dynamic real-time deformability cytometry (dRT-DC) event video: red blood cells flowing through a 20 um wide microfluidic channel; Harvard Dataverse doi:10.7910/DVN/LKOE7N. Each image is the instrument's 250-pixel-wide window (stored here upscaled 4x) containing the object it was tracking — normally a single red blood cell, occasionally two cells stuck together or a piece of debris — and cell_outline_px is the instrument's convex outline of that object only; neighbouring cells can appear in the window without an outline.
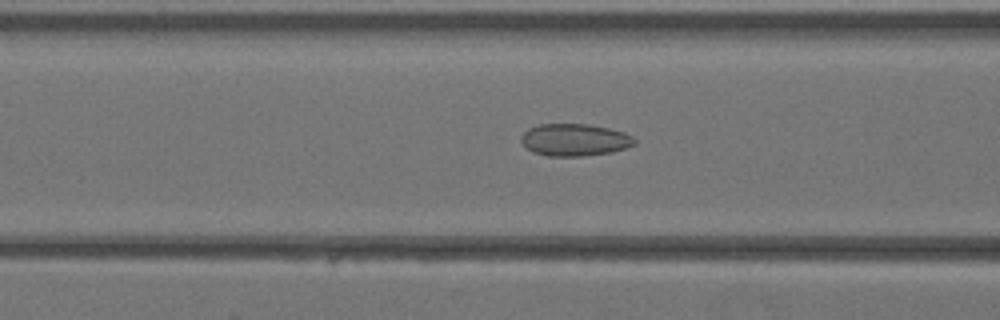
{"species": "Egyptian fruit bat (a non-hibernating species)", "species_latin": "Rousettus aegyptiacus", "temperature_condition": "warm", "stored_images_in_passage": 40, "camera_frame_rate_fps": 3000, "um_per_image_px": 0.085, "animal": {"sex": "female"}, "frame": {"image": 1, "passage_image": 16, "time_ms": 5.0, "image_size_px": [1000, 320], "cell_outline_px": [[636, 144], [612, 152], [584, 156], [548, 156], [532, 152], [520, 140], [524, 132], [528, 128], [540, 124], [588, 124], [608, 128], [624, 132], [632, 136], [636, 140]], "centroid_in_image_um": [48.85, 11.89], "position_along_channel_um": 117.7, "area_um2": 21.27}}
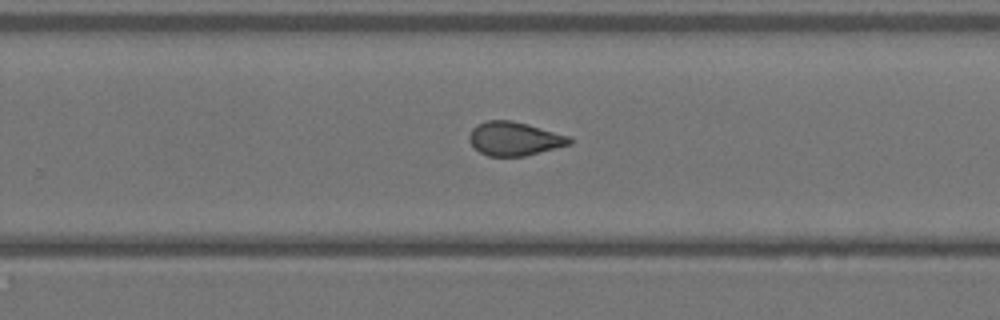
{"frame": {"image": 2, "passage_image": 26, "time_ms": 8.333, "image_size_px": [1000, 320], "cell_outline_px": [[572, 144], [524, 156], [488, 156], [480, 152], [468, 140], [468, 136], [472, 128], [476, 124], [488, 120], [512, 120], [528, 124], [568, 136], [572, 140]], "centroid_in_image_um": [43.7, 11.78], "position_along_channel_um": 286.1, "area_um2": 19.65}}
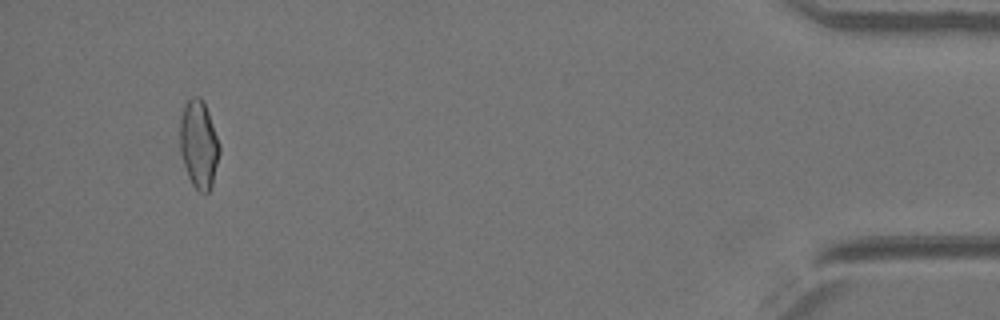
{"frame": {"image": 3, "passage_image": 38, "time_ms": 12.333, "image_size_px": [1000, 320], "cell_outline_px": [[220, 152], [212, 184], [208, 192], [200, 192], [192, 184], [188, 176], [180, 152], [180, 116], [184, 104], [192, 96], [200, 96], [204, 100], [220, 144]], "centroid_in_image_um": [16.89, 12.22], "position_along_channel_um": 418.3, "area_um2": 20.35}}